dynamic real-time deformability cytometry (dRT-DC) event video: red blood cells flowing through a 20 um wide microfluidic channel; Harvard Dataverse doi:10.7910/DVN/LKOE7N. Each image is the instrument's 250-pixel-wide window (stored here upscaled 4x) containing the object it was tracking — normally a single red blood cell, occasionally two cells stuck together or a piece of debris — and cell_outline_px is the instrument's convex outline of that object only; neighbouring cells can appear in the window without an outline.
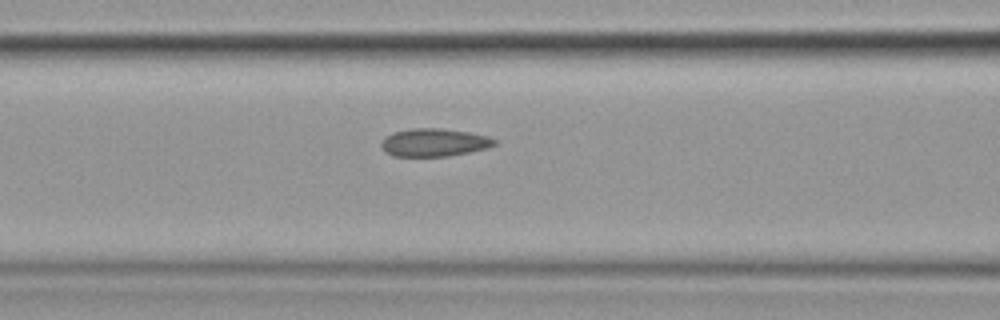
{"species": "common noctule bat (a hibernating species)", "species_latin": "Nyctalus noctula", "temperature_condition": "cold", "stored_images_in_passage": 5, "segment_of_instrument_passage": [1, 2], "camera_frame_rate_fps": 3000, "um_per_image_px": 0.085, "animal": {"sex": "female", "body_mass_g": 19.9}, "frame": {"image": 1, "passage_image": 4, "time_ms": 4.667, "image_size_px": [1000, 320], "cell_outline_px": [[496, 144], [488, 148], [448, 156], [392, 156], [384, 152], [380, 148], [380, 144], [384, 136], [392, 132], [412, 128], [440, 128], [468, 132], [488, 136], [496, 140]], "centroid_in_image_um": [36.84, 12.11], "position_along_channel_um": 129.8, "area_um2": 18.61}}